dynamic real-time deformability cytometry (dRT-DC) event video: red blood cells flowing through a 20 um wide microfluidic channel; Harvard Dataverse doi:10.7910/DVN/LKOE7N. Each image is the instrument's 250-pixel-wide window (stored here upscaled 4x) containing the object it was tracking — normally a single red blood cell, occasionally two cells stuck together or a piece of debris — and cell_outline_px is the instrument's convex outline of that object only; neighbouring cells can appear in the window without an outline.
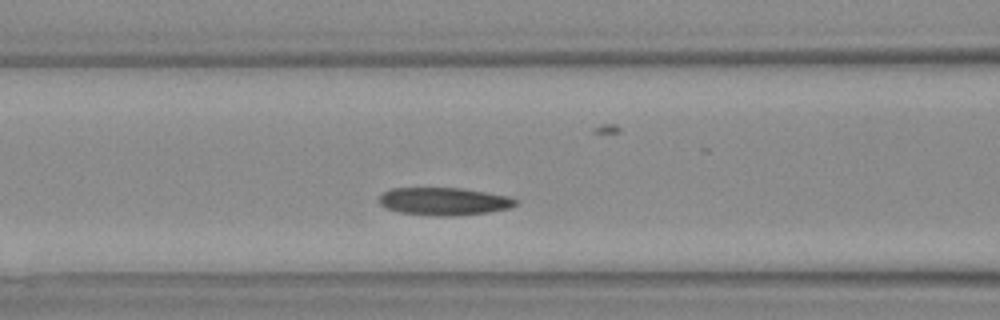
{"species": "Egyptian fruit bat (a non-hibernating species)", "species_latin": "Rousettus aegyptiacus", "temperature_condition": "warm", "stored_images_in_passage": 28, "camera_frame_rate_fps": 3000, "um_per_image_px": 0.085, "animal": {"sex": "female"}, "frame": {"image": 1, "passage_image": 9, "time_ms": 2.667, "image_size_px": [1000, 320], "cell_outline_px": [[520, 200], [516, 204], [508, 208], [488, 212], [452, 216], [428, 216], [400, 212], [388, 208], [380, 204], [380, 196], [384, 192], [392, 188], [460, 188], [508, 196]], "centroid_in_image_um": [37.74, 17.12], "position_along_channel_um": 128.9, "area_um2": 21.91}}